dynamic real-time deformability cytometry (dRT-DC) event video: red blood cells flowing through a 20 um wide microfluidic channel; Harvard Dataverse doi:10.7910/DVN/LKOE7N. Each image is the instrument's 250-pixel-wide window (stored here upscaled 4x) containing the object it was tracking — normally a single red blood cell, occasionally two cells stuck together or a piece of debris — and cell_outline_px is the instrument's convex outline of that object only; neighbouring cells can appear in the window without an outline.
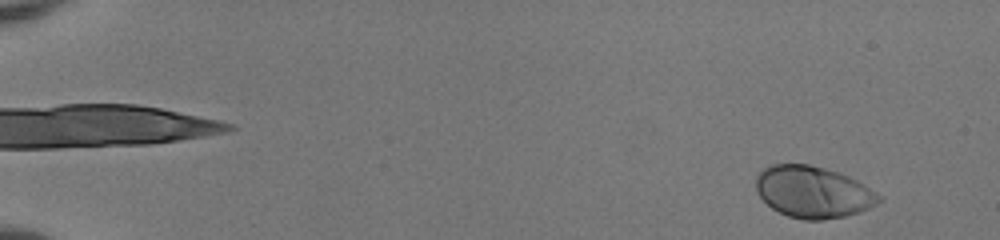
{"species": "human", "species_latin": "Homo sapiens", "temperature_condition": "room temperature", "stored_images_in_passage": 52, "camera_frame_rate_fps": 3000, "um_per_image_px": 0.085, "donor": {"sex": "female"}, "frame": {"image": 1, "passage_image": 3, "time_ms": 0.667, "image_size_px": [1000, 240], "cell_outline_px": [[884, 200], [860, 212], [844, 216], [824, 220], [804, 220], [788, 216], [772, 208], [756, 192], [756, 176], [764, 168], [772, 164], [808, 164], [824, 168], [848, 176], [856, 180], [884, 196]], "centroid_in_image_um": [69.13, 16.32], "position_along_channel_um": 15.9, "area_um2": 37.05}}
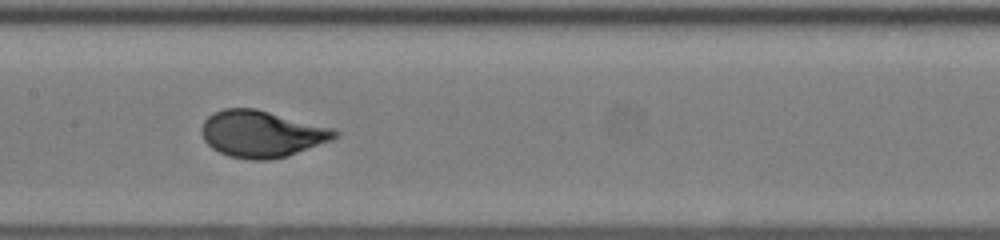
{"frame": {"image": 2, "passage_image": 28, "time_ms": 9.0, "image_size_px": [1000, 240], "cell_outline_px": [[340, 136], [332, 140], [288, 156], [268, 160], [252, 160], [228, 156], [212, 148], [204, 140], [200, 132], [200, 128], [204, 120], [208, 116], [224, 108], [256, 108], [336, 128], [340, 132]], "centroid_in_image_um": [22.28, 11.37], "position_along_channel_um": 185.1, "area_um2": 36.7}}
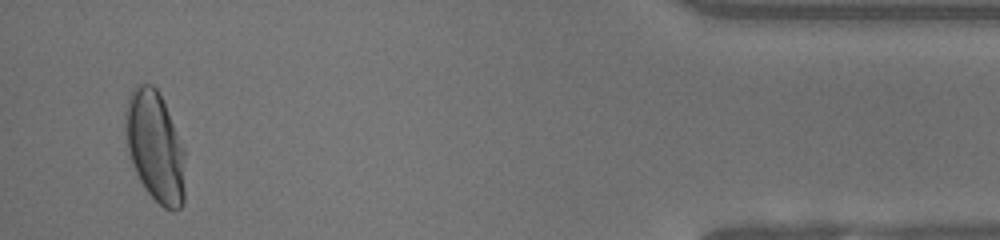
{"frame": {"image": 3, "passage_image": 50, "time_ms": 16.333, "image_size_px": [1000, 240], "cell_outline_px": [[184, 204], [176, 212], [172, 212], [164, 208], [144, 188], [132, 164], [128, 152], [124, 128], [124, 112], [128, 96], [132, 88], [140, 84], [152, 84], [160, 92], [184, 148]], "centroid_in_image_um": [13.17, 12.45], "position_along_channel_um": 422.0, "area_um2": 38.96}, "authors_computed_cell_mechanics": {"area_um2": 36.1828, "velocity_mm_per_s": 4.0261, "shape_relaxation_time_tau1_ms": 2.9878, "shape_relaxation_time_tau2_ms": null, "deformation_change_tau1": 0.1783, "deformation_change_tau2": null}}